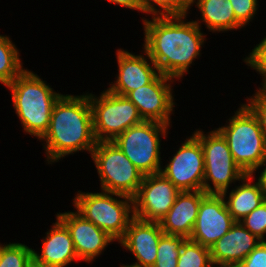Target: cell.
I'll use <instances>...</instances> for the list:
<instances>
[{"label": "cell", "instance_id": "6da1fadb", "mask_svg": "<svg viewBox=\"0 0 266 267\" xmlns=\"http://www.w3.org/2000/svg\"><path fill=\"white\" fill-rule=\"evenodd\" d=\"M187 17L188 14L151 19L142 17V49L161 74L178 82L189 74V68L201 57V49L207 40L206 33L192 19L188 21Z\"/></svg>", "mask_w": 266, "mask_h": 267}, {"label": "cell", "instance_id": "7a4b0ae2", "mask_svg": "<svg viewBox=\"0 0 266 267\" xmlns=\"http://www.w3.org/2000/svg\"><path fill=\"white\" fill-rule=\"evenodd\" d=\"M39 141L43 142L48 165L79 151L91 155L97 141L89 91L81 95L62 94L53 106L49 128Z\"/></svg>", "mask_w": 266, "mask_h": 267}, {"label": "cell", "instance_id": "3957f363", "mask_svg": "<svg viewBox=\"0 0 266 267\" xmlns=\"http://www.w3.org/2000/svg\"><path fill=\"white\" fill-rule=\"evenodd\" d=\"M11 101L23 132L40 140L47 132L54 104L62 95L25 68L10 84Z\"/></svg>", "mask_w": 266, "mask_h": 267}, {"label": "cell", "instance_id": "277c9868", "mask_svg": "<svg viewBox=\"0 0 266 267\" xmlns=\"http://www.w3.org/2000/svg\"><path fill=\"white\" fill-rule=\"evenodd\" d=\"M239 105L216 129L226 139L235 163L248 175L266 158V138L253 111L245 103Z\"/></svg>", "mask_w": 266, "mask_h": 267}, {"label": "cell", "instance_id": "5b68a950", "mask_svg": "<svg viewBox=\"0 0 266 267\" xmlns=\"http://www.w3.org/2000/svg\"><path fill=\"white\" fill-rule=\"evenodd\" d=\"M100 191L79 190L75 192L72 204L85 219L93 222L119 242L134 218L133 198L119 193Z\"/></svg>", "mask_w": 266, "mask_h": 267}, {"label": "cell", "instance_id": "8992f818", "mask_svg": "<svg viewBox=\"0 0 266 267\" xmlns=\"http://www.w3.org/2000/svg\"><path fill=\"white\" fill-rule=\"evenodd\" d=\"M170 128L172 126L161 122L143 121L128 128L112 142L143 176L157 174L163 165L162 138L167 139Z\"/></svg>", "mask_w": 266, "mask_h": 267}, {"label": "cell", "instance_id": "52a82bcc", "mask_svg": "<svg viewBox=\"0 0 266 267\" xmlns=\"http://www.w3.org/2000/svg\"><path fill=\"white\" fill-rule=\"evenodd\" d=\"M192 134L200 141L204 155L203 191L222 195L246 174L235 163L226 139L216 128L206 133L198 128Z\"/></svg>", "mask_w": 266, "mask_h": 267}, {"label": "cell", "instance_id": "ba28073f", "mask_svg": "<svg viewBox=\"0 0 266 267\" xmlns=\"http://www.w3.org/2000/svg\"><path fill=\"white\" fill-rule=\"evenodd\" d=\"M91 158L100 181L99 190L134 197L143 175L112 141H98Z\"/></svg>", "mask_w": 266, "mask_h": 267}, {"label": "cell", "instance_id": "9c48e42d", "mask_svg": "<svg viewBox=\"0 0 266 267\" xmlns=\"http://www.w3.org/2000/svg\"><path fill=\"white\" fill-rule=\"evenodd\" d=\"M100 95V96H99ZM89 93L96 141H113L128 128L142 123L137 107L126 97L105 89Z\"/></svg>", "mask_w": 266, "mask_h": 267}, {"label": "cell", "instance_id": "30bf717a", "mask_svg": "<svg viewBox=\"0 0 266 267\" xmlns=\"http://www.w3.org/2000/svg\"><path fill=\"white\" fill-rule=\"evenodd\" d=\"M175 151L160 173L180 192L203 190L205 161L200 141L191 134Z\"/></svg>", "mask_w": 266, "mask_h": 267}, {"label": "cell", "instance_id": "8fae6325", "mask_svg": "<svg viewBox=\"0 0 266 267\" xmlns=\"http://www.w3.org/2000/svg\"><path fill=\"white\" fill-rule=\"evenodd\" d=\"M176 81L160 73L151 83L131 91L126 97L137 107L144 121L172 126L171 115L176 107L172 87Z\"/></svg>", "mask_w": 266, "mask_h": 267}, {"label": "cell", "instance_id": "7c38bea8", "mask_svg": "<svg viewBox=\"0 0 266 267\" xmlns=\"http://www.w3.org/2000/svg\"><path fill=\"white\" fill-rule=\"evenodd\" d=\"M179 192L161 173L145 175L133 197L134 217L159 222L171 209Z\"/></svg>", "mask_w": 266, "mask_h": 267}, {"label": "cell", "instance_id": "4fadbf2b", "mask_svg": "<svg viewBox=\"0 0 266 267\" xmlns=\"http://www.w3.org/2000/svg\"><path fill=\"white\" fill-rule=\"evenodd\" d=\"M55 215L69 230L75 252L80 261L92 264L97 257L104 254L108 245L116 242L105 231L85 219L76 210L59 212Z\"/></svg>", "mask_w": 266, "mask_h": 267}, {"label": "cell", "instance_id": "5bb4252c", "mask_svg": "<svg viewBox=\"0 0 266 267\" xmlns=\"http://www.w3.org/2000/svg\"><path fill=\"white\" fill-rule=\"evenodd\" d=\"M234 223L224 197L207 194L200 202L199 212L189 239L210 249Z\"/></svg>", "mask_w": 266, "mask_h": 267}, {"label": "cell", "instance_id": "9a60e30c", "mask_svg": "<svg viewBox=\"0 0 266 267\" xmlns=\"http://www.w3.org/2000/svg\"><path fill=\"white\" fill-rule=\"evenodd\" d=\"M140 52L143 54H135L123 48L116 50L118 72L115 80L109 82L107 90L127 96L131 91L151 83L160 74L148 54L144 50Z\"/></svg>", "mask_w": 266, "mask_h": 267}, {"label": "cell", "instance_id": "2e32d148", "mask_svg": "<svg viewBox=\"0 0 266 267\" xmlns=\"http://www.w3.org/2000/svg\"><path fill=\"white\" fill-rule=\"evenodd\" d=\"M163 234L159 222L143 221L134 217L124 237L118 242L120 247L126 252L129 251L136 260L127 265L153 267L156 263L158 243Z\"/></svg>", "mask_w": 266, "mask_h": 267}, {"label": "cell", "instance_id": "e0dca14e", "mask_svg": "<svg viewBox=\"0 0 266 267\" xmlns=\"http://www.w3.org/2000/svg\"><path fill=\"white\" fill-rule=\"evenodd\" d=\"M261 242L240 222H235L231 229L210 248L214 267H236Z\"/></svg>", "mask_w": 266, "mask_h": 267}, {"label": "cell", "instance_id": "ac0fdd59", "mask_svg": "<svg viewBox=\"0 0 266 267\" xmlns=\"http://www.w3.org/2000/svg\"><path fill=\"white\" fill-rule=\"evenodd\" d=\"M206 195L203 190L179 192L171 209L159 221L164 234L189 239L199 212L200 202Z\"/></svg>", "mask_w": 266, "mask_h": 267}, {"label": "cell", "instance_id": "d6986e66", "mask_svg": "<svg viewBox=\"0 0 266 267\" xmlns=\"http://www.w3.org/2000/svg\"><path fill=\"white\" fill-rule=\"evenodd\" d=\"M41 241V252L33 248V257L49 267H67L80 261L67 227L56 217L51 228L45 232Z\"/></svg>", "mask_w": 266, "mask_h": 267}, {"label": "cell", "instance_id": "ffe728a7", "mask_svg": "<svg viewBox=\"0 0 266 267\" xmlns=\"http://www.w3.org/2000/svg\"><path fill=\"white\" fill-rule=\"evenodd\" d=\"M238 183L240 185H234L235 188L222 194L235 222H240L266 200V192L251 174L245 175Z\"/></svg>", "mask_w": 266, "mask_h": 267}, {"label": "cell", "instance_id": "44dd1931", "mask_svg": "<svg viewBox=\"0 0 266 267\" xmlns=\"http://www.w3.org/2000/svg\"><path fill=\"white\" fill-rule=\"evenodd\" d=\"M201 13L200 19L193 20L201 29L202 24L213 33H225L241 30L244 27L236 20L229 0H192L193 5ZM202 23V24H201ZM205 23V24H204Z\"/></svg>", "mask_w": 266, "mask_h": 267}, {"label": "cell", "instance_id": "7402d4cb", "mask_svg": "<svg viewBox=\"0 0 266 267\" xmlns=\"http://www.w3.org/2000/svg\"><path fill=\"white\" fill-rule=\"evenodd\" d=\"M20 50L7 35L0 34V83L10 84L25 68Z\"/></svg>", "mask_w": 266, "mask_h": 267}, {"label": "cell", "instance_id": "603a6c76", "mask_svg": "<svg viewBox=\"0 0 266 267\" xmlns=\"http://www.w3.org/2000/svg\"><path fill=\"white\" fill-rule=\"evenodd\" d=\"M140 12L151 17L191 14L192 0H138Z\"/></svg>", "mask_w": 266, "mask_h": 267}, {"label": "cell", "instance_id": "cb8c5ba5", "mask_svg": "<svg viewBox=\"0 0 266 267\" xmlns=\"http://www.w3.org/2000/svg\"><path fill=\"white\" fill-rule=\"evenodd\" d=\"M177 267H214L210 249L186 239L181 246Z\"/></svg>", "mask_w": 266, "mask_h": 267}, {"label": "cell", "instance_id": "d4e9b609", "mask_svg": "<svg viewBox=\"0 0 266 267\" xmlns=\"http://www.w3.org/2000/svg\"><path fill=\"white\" fill-rule=\"evenodd\" d=\"M183 236L163 234L157 248L156 263L153 267H177Z\"/></svg>", "mask_w": 266, "mask_h": 267}, {"label": "cell", "instance_id": "484cf974", "mask_svg": "<svg viewBox=\"0 0 266 267\" xmlns=\"http://www.w3.org/2000/svg\"><path fill=\"white\" fill-rule=\"evenodd\" d=\"M32 257L31 246L20 242H9L2 250L0 267H26Z\"/></svg>", "mask_w": 266, "mask_h": 267}, {"label": "cell", "instance_id": "4316f807", "mask_svg": "<svg viewBox=\"0 0 266 267\" xmlns=\"http://www.w3.org/2000/svg\"><path fill=\"white\" fill-rule=\"evenodd\" d=\"M240 223L261 241H266V200Z\"/></svg>", "mask_w": 266, "mask_h": 267}, {"label": "cell", "instance_id": "83f0119b", "mask_svg": "<svg viewBox=\"0 0 266 267\" xmlns=\"http://www.w3.org/2000/svg\"><path fill=\"white\" fill-rule=\"evenodd\" d=\"M251 52L243 59L248 68L260 74L262 81L260 87L266 82V36L261 39L259 44L254 45Z\"/></svg>", "mask_w": 266, "mask_h": 267}, {"label": "cell", "instance_id": "f1b7e54d", "mask_svg": "<svg viewBox=\"0 0 266 267\" xmlns=\"http://www.w3.org/2000/svg\"><path fill=\"white\" fill-rule=\"evenodd\" d=\"M235 13L236 20L245 28L255 20L259 11V0H229Z\"/></svg>", "mask_w": 266, "mask_h": 267}, {"label": "cell", "instance_id": "f546056e", "mask_svg": "<svg viewBox=\"0 0 266 267\" xmlns=\"http://www.w3.org/2000/svg\"><path fill=\"white\" fill-rule=\"evenodd\" d=\"M252 96H247L245 104L253 111L257 116L261 129L266 138V95L257 88Z\"/></svg>", "mask_w": 266, "mask_h": 267}, {"label": "cell", "instance_id": "4dcf8cb0", "mask_svg": "<svg viewBox=\"0 0 266 267\" xmlns=\"http://www.w3.org/2000/svg\"><path fill=\"white\" fill-rule=\"evenodd\" d=\"M236 267H266V241H261Z\"/></svg>", "mask_w": 266, "mask_h": 267}, {"label": "cell", "instance_id": "1f68e13d", "mask_svg": "<svg viewBox=\"0 0 266 267\" xmlns=\"http://www.w3.org/2000/svg\"><path fill=\"white\" fill-rule=\"evenodd\" d=\"M256 173H258V175H256ZM251 175L253 176L254 180L257 181L266 192V158L260 163L256 170L252 172Z\"/></svg>", "mask_w": 266, "mask_h": 267}, {"label": "cell", "instance_id": "d6a6232c", "mask_svg": "<svg viewBox=\"0 0 266 267\" xmlns=\"http://www.w3.org/2000/svg\"><path fill=\"white\" fill-rule=\"evenodd\" d=\"M107 2L113 4L114 6L125 7L132 11L137 10L138 13L140 11V5L138 0H107Z\"/></svg>", "mask_w": 266, "mask_h": 267}, {"label": "cell", "instance_id": "836d02e7", "mask_svg": "<svg viewBox=\"0 0 266 267\" xmlns=\"http://www.w3.org/2000/svg\"><path fill=\"white\" fill-rule=\"evenodd\" d=\"M26 267H49L43 263L38 262L34 257L30 259Z\"/></svg>", "mask_w": 266, "mask_h": 267}, {"label": "cell", "instance_id": "e575fe53", "mask_svg": "<svg viewBox=\"0 0 266 267\" xmlns=\"http://www.w3.org/2000/svg\"><path fill=\"white\" fill-rule=\"evenodd\" d=\"M258 88L266 95V82L261 87L258 86Z\"/></svg>", "mask_w": 266, "mask_h": 267}, {"label": "cell", "instance_id": "d590c367", "mask_svg": "<svg viewBox=\"0 0 266 267\" xmlns=\"http://www.w3.org/2000/svg\"><path fill=\"white\" fill-rule=\"evenodd\" d=\"M7 245V243L5 244H2V243H0V256H1V253H2V250H3V248L5 247Z\"/></svg>", "mask_w": 266, "mask_h": 267}, {"label": "cell", "instance_id": "8d00e7d4", "mask_svg": "<svg viewBox=\"0 0 266 267\" xmlns=\"http://www.w3.org/2000/svg\"><path fill=\"white\" fill-rule=\"evenodd\" d=\"M120 267H132V266L127 265V263H126V265L121 263Z\"/></svg>", "mask_w": 266, "mask_h": 267}]
</instances>
